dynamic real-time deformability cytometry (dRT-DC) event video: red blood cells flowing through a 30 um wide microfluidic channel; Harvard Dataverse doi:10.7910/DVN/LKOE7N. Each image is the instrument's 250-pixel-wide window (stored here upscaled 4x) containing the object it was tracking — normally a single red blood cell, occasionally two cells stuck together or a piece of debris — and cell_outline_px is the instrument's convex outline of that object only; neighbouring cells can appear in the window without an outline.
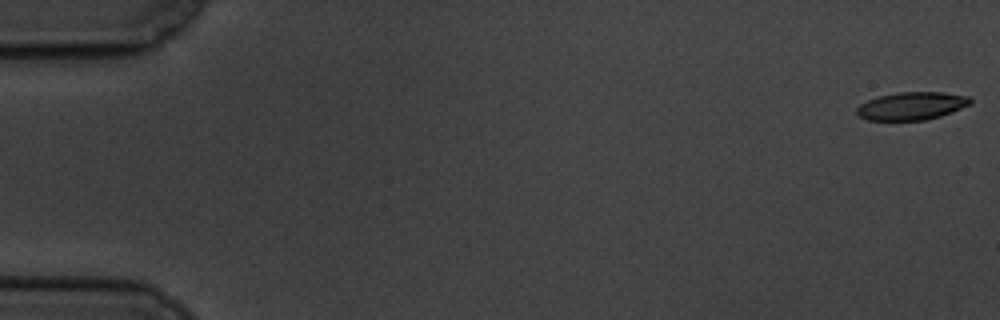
{"species": "common noctule bat (a hibernating species)", "species_latin": "Nyctalus noctula", "temperature_condition": "cold", "stored_images_in_passage": 58, "camera_frame_rate_fps": 3000, "um_per_image_px": 0.085, "animal": {"sex": "male", "body_mass_g": 19.5, "forearm_length_mm": 54.6}, "frame": {"image": 1, "passage_image": 1, "time_ms": 0.0, "image_size_px": [1000, 320], "cell_outline_px": [[972, 104], [952, 112], [940, 116], [924, 120], [868, 120], [860, 116], [856, 112], [856, 108], [860, 104], [868, 100], [880, 96], [896, 92], [944, 92], [968, 96], [972, 100]], "centroid_in_image_um": [77.52, 9.0], "position_along_channel_um": 7.5, "area_um2": 18.44}}
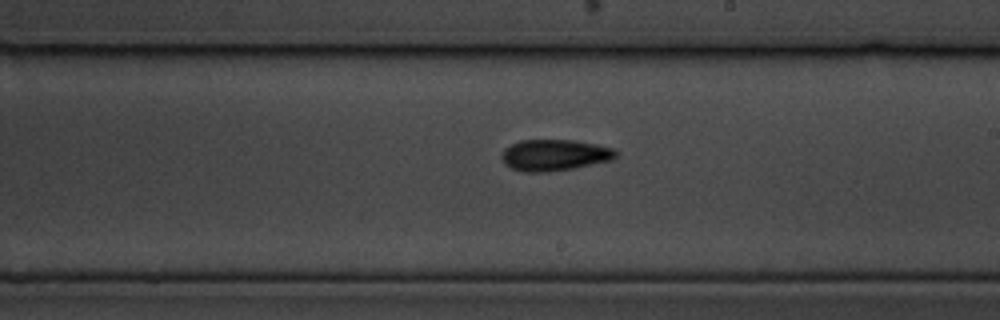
{"frame": {"image": 2, "passage_image": 34, "time_ms": 11.0, "image_size_px": [1000, 320], "cell_outline_px": [[616, 156], [612, 160], [572, 168], [548, 172], [524, 172], [512, 168], [504, 164], [500, 156], [504, 148], [520, 140], [568, 140], [596, 144], [616, 148]], "centroid_in_image_um": [47.11, 13.18], "position_along_channel_um": 241.9, "area_um2": 20.81}}
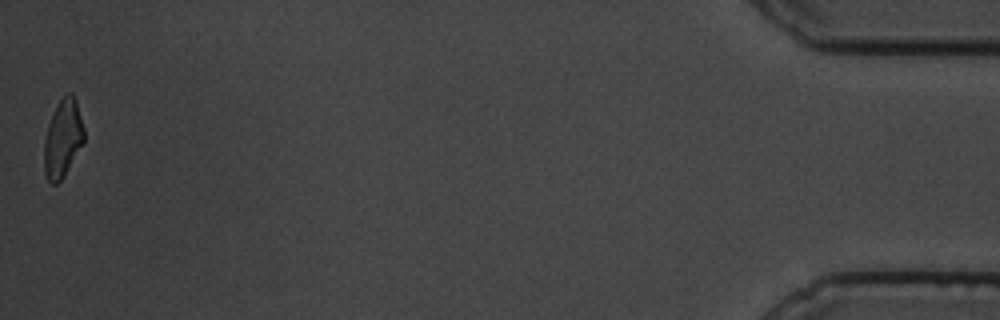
{"frame": {"image": 3, "passage_image": 58, "time_ms": 19.0, "image_size_px": [1000, 320], "cell_outline_px": [[84, 144], [64, 176], [56, 184], [52, 184], [48, 180], [44, 172], [44, 140], [48, 124], [60, 100], [68, 92], [72, 92], [76, 100], [84, 128]], "centroid_in_image_um": [5.35, 11.79], "position_along_channel_um": 429.8, "area_um2": 18.09}, "authors_computed_cell_mechanics": {"area_um2": 19.5364, "velocity_mm_per_s": 3.4781, "shape_relaxation_time_tau1_ms": 4.6174, "shape_relaxation_time_tau2_ms": 2.9373, "deformation_change_tau1": 0.1503, "deformation_change_tau2": 0.0904}}